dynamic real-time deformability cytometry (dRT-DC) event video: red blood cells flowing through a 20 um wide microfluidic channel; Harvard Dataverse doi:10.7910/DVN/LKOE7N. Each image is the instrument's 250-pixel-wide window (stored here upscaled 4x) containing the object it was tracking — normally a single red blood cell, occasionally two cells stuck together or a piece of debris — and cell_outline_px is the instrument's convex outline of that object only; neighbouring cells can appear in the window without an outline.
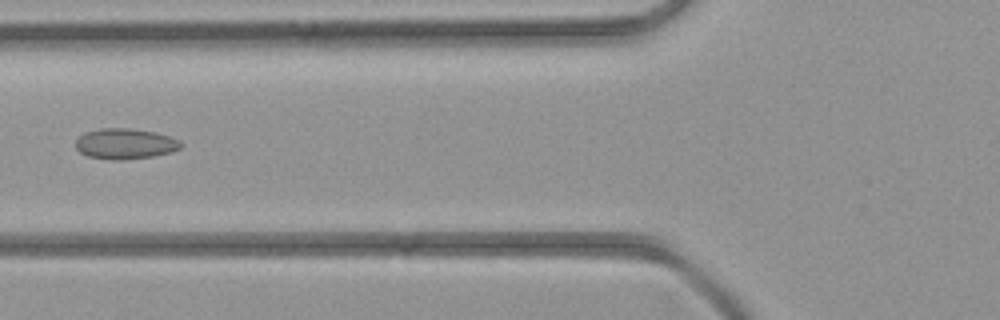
{"species": "common noctule bat (a hibernating species)", "species_latin": "Nyctalus noctula", "temperature_condition": "room temperature", "stored_images_in_passage": 6, "camera_frame_rate_fps": 3000, "um_per_image_px": 0.085, "animal": {"sex": "female", "body_mass_g": 21.9}, "frame": {"image": 1, "passage_image": 6, "time_ms": 5.667, "image_size_px": [1000, 320], "cell_outline_px": [[184, 144], [180, 148], [172, 152], [152, 156], [120, 160], [112, 160], [88, 156], [80, 152], [76, 148], [76, 140], [84, 132], [100, 128], [128, 128], [156, 132], [180, 140]], "centroid_in_image_um": [10.65, 12.21], "position_along_channel_um": 115.2, "area_um2": 18.79}}